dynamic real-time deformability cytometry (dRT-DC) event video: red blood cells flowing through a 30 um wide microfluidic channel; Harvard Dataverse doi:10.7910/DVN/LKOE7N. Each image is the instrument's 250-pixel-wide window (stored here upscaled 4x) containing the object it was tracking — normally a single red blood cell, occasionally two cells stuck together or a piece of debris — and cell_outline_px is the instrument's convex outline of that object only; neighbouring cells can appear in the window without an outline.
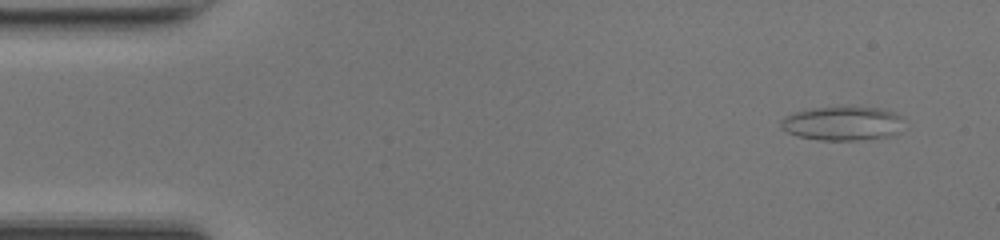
{"species": "common noctule bat (a hibernating species)", "species_latin": "Nyctalus noctula", "temperature_condition": "room temperature", "stored_images_in_passage": 48, "camera_frame_rate_fps": 3000, "um_per_image_px": 0.085, "animal": {"sex": "female", "body_mass_g": 17.0, "forearm_length_mm": 48.0}, "frame": {"image": 1, "passage_image": 3, "time_ms": 0.667, "image_size_px": [1000, 240], "cell_outline_px": [[900, 116], [896, 132], [888, 136], [856, 140], [820, 140], [800, 136], [788, 132], [780, 128], [780, 120], [784, 116], [792, 112], [812, 108], [848, 104], [880, 108], [896, 112]], "centroid_in_image_um": [71.52, 10.43], "position_along_channel_um": 13.5, "area_um2": 24.74}}
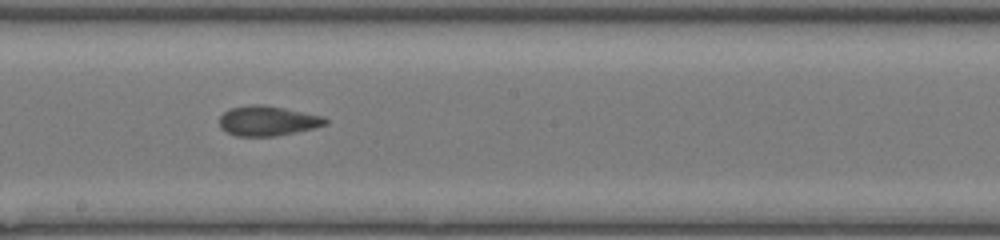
{"frame": {"image": 2, "passage_image": 26, "time_ms": 8.333, "image_size_px": [1000, 240], "cell_outline_px": [[328, 124], [296, 132], [276, 136], [236, 136], [220, 128], [220, 116], [224, 112], [232, 108], [252, 104], [264, 104], [324, 116], [328, 120]], "centroid_in_image_um": [22.76, 10.27], "position_along_channel_um": 225.4, "area_um2": 18.44}}
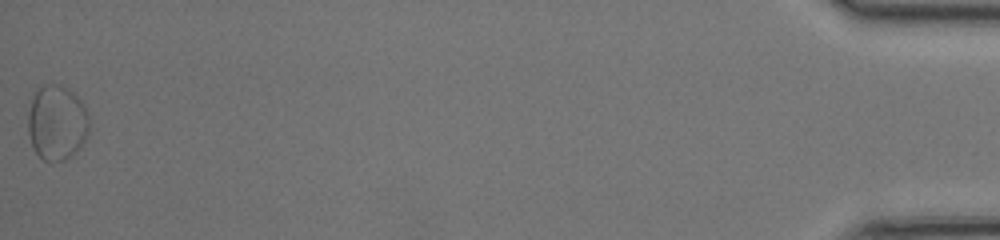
{"frame": {"image": 3, "passage_image": 48, "time_ms": 15.667, "image_size_px": [1000, 240], "cell_outline_px": [[88, 132], [84, 140], [76, 152], [64, 160], [44, 160], [32, 148], [28, 132], [28, 112], [32, 92], [36, 88], [44, 84], [60, 84], [68, 88], [84, 104], [88, 116]], "centroid_in_image_um": [4.79, 10.38], "position_along_channel_um": 430.4, "area_um2": 26.93}, "authors_computed_cell_mechanics": {"area_um2": 18.496, "velocity_mm_per_s": 4.264, "shape_relaxation_time_tau1_ms": 3.145, "shape_relaxation_time_tau2_ms": 2.5031, "deformation_change_tau1": 0.1142, "deformation_change_tau2": 0.1047}}